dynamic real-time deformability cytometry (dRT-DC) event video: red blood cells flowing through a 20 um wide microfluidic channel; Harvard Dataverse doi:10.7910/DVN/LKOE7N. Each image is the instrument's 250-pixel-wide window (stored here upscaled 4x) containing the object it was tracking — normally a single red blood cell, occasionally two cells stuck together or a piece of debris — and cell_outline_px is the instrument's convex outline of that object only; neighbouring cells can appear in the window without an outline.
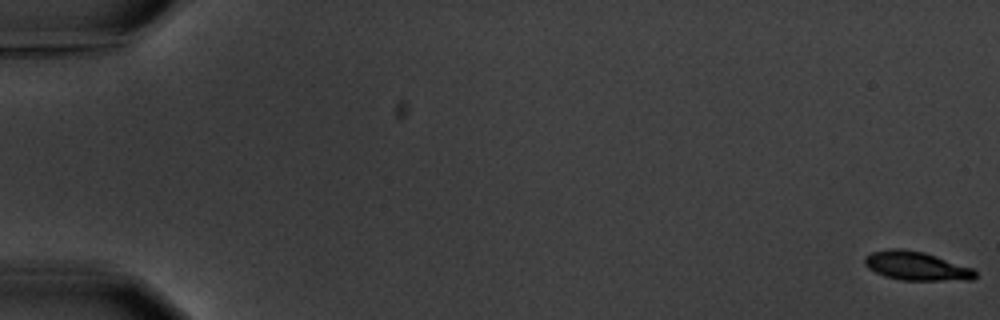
{"species": "common noctule bat (a hibernating species)", "species_latin": "Nyctalus noctula", "temperature_condition": "warm", "stored_images_in_passage": 7, "segment_of_instrument_passage": [1, 2], "camera_frame_rate_fps": 3000, "um_per_image_px": 0.085, "animal": {"sex": "male", "body_mass_g": 20.1, "forearm_length_mm": 53.5}, "frame": {"image": 1, "passage_image": 1, "time_ms": 0.0, "image_size_px": [1000, 320], "cell_outline_px": [[976, 276], [972, 280], [900, 280], [884, 276], [868, 268], [864, 264], [864, 256], [872, 252], [888, 248], [904, 248], [924, 252], [972, 268], [976, 272]], "centroid_in_image_um": [77.85, 22.6], "position_along_channel_um": 7.1, "area_um2": 18.61}}
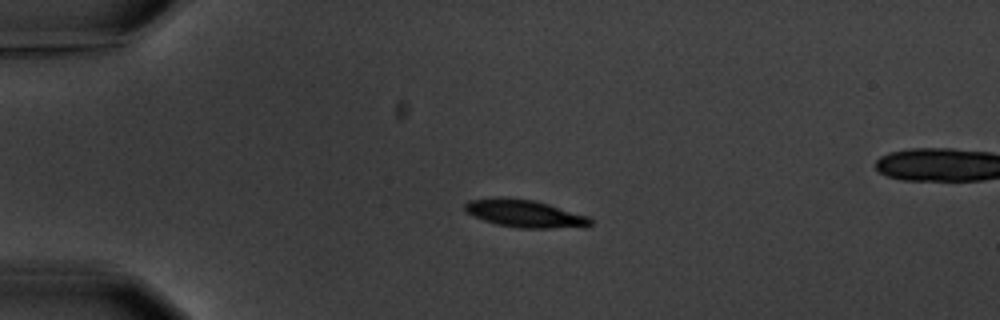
{"frame": {"image": 2, "passage_image": 5, "time_ms": 4.667, "image_size_px": [1000, 320], "cell_outline_px": [[592, 224], [584, 228], [516, 228], [496, 224], [484, 220], [468, 212], [464, 208], [464, 204], [468, 200], [500, 196], [504, 196], [536, 200], [588, 216], [592, 220]], "centroid_in_image_um": [44.64, 18.15], "position_along_channel_um": 40.4, "area_um2": 20.52}}